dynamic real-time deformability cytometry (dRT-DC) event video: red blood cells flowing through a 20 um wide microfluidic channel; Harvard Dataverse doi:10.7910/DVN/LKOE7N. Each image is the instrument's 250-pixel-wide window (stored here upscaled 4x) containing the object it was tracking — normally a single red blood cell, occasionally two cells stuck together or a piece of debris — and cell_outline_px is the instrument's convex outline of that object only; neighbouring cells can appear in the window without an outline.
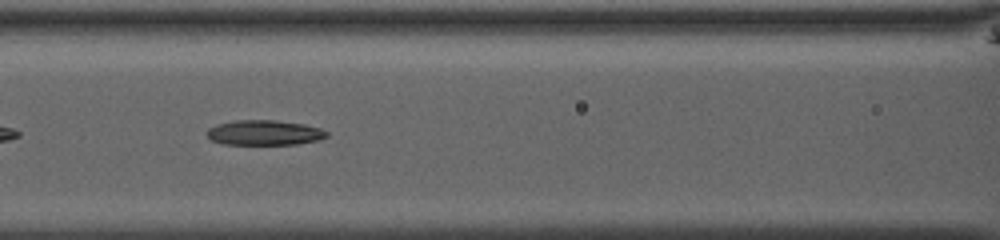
{"species": "common noctule bat (a hibernating species)", "species_latin": "Nyctalus noctula", "temperature_condition": "room temperature", "stored_images_in_passage": 35, "camera_frame_rate_fps": 3000, "um_per_image_px": 0.085, "animal": {"sex": "male", "body_mass_g": 13.0, "forearm_length_mm": 53.1}, "frame": {"image": 1, "passage_image": 8, "time_ms": 2.333, "image_size_px": [1000, 240], "cell_outline_px": [[328, 136], [320, 140], [296, 144], [224, 144], [212, 140], [208, 136], [208, 128], [216, 124], [236, 120], [272, 120], [304, 124], [320, 128], [328, 132]], "centroid_in_image_um": [22.49, 11.27], "position_along_channel_um": 144.1, "area_um2": 17.4}}
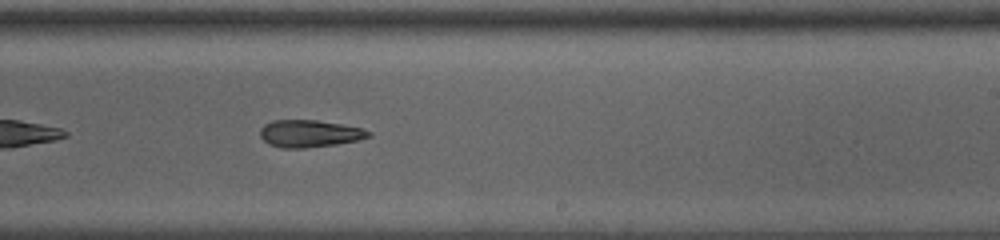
{"frame": {"image": 2, "passage_image": 17, "time_ms": 5.333, "image_size_px": [1000, 240], "cell_outline_px": [[372, 136], [360, 140], [336, 144], [304, 148], [280, 148], [268, 144], [260, 136], [260, 128], [264, 124], [272, 120], [316, 120], [340, 124], [360, 128], [372, 132]], "centroid_in_image_um": [26.29, 11.36], "position_along_channel_um": 262.7, "area_um2": 17.28}}
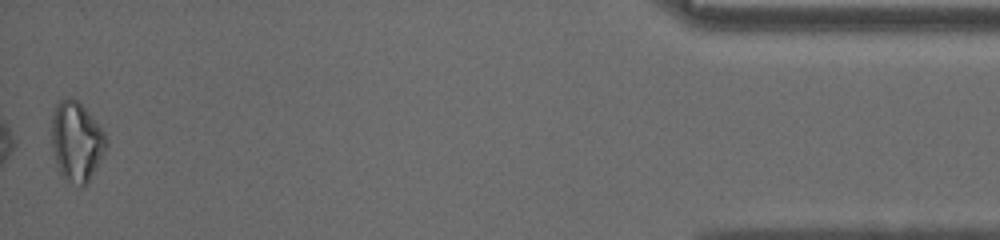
{"frame": {"image": 3, "passage_image": 35, "time_ms": 11.333, "image_size_px": [1000, 240], "cell_outline_px": [[108, 144], [88, 184], [80, 188], [64, 180], [60, 176], [56, 164], [52, 148], [52, 112], [56, 104], [60, 100], [68, 96], [72, 96], [88, 112], [104, 132], [108, 140]], "centroid_in_image_um": [6.48, 12.07], "position_along_channel_um": 428.7, "area_um2": 25.72}, "authors_computed_cell_mechanics": {"area_um2": 17.8602, "velocity_mm_per_s": 3.9592, "shape_relaxation_time_tau1_ms": 4.4381, "shape_relaxation_time_tau2_ms": null, "deformation_change_tau1": 0.1313, "deformation_change_tau2": null}}